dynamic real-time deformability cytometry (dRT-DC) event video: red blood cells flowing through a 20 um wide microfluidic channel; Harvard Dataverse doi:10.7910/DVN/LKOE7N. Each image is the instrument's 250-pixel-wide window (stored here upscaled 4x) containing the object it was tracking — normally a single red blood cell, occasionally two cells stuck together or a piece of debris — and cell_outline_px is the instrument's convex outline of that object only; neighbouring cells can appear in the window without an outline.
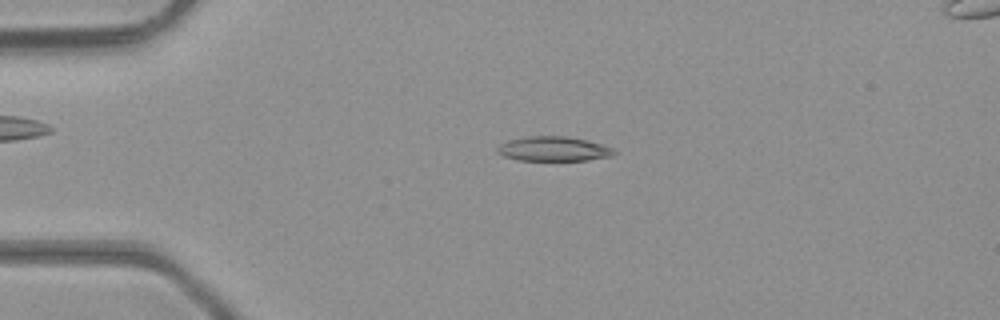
{"species": "common noctule bat (a hibernating species)", "species_latin": "Nyctalus noctula", "temperature_condition": "room temperature", "stored_images_in_passage": 4, "camera_frame_rate_fps": 3000, "um_per_image_px": 0.085, "animal": {"sex": "male", "body_mass_g": 23.1, "forearm_length_mm": 52.7}, "frame": {"image": 1, "passage_image": 4, "time_ms": 1.0, "image_size_px": [1000, 320], "cell_outline_px": [[620, 152], [612, 156], [588, 160], [516, 160], [504, 156], [496, 152], [496, 148], [500, 144], [508, 140], [528, 136], [564, 136], [588, 140], [612, 148]], "centroid_in_image_um": [47.05, 12.65], "position_along_channel_um": 37.9, "area_um2": 16.82}}